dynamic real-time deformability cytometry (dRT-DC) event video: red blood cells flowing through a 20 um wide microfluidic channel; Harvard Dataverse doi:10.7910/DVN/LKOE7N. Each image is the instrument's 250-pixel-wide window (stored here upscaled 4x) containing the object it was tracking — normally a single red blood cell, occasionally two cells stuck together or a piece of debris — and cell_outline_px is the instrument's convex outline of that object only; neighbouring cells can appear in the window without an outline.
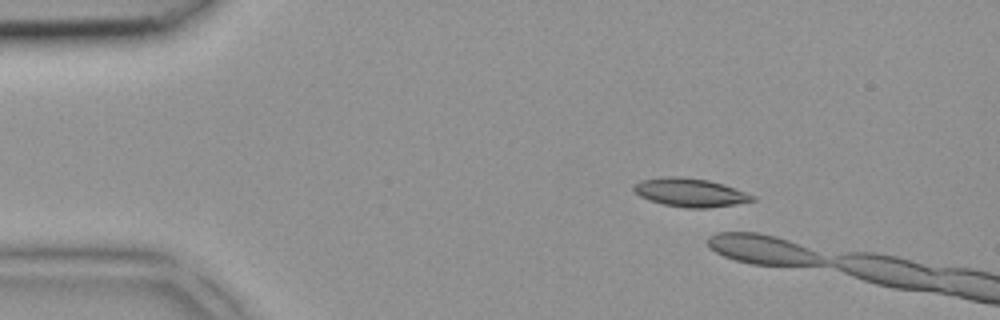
{"species": "common noctule bat (a hibernating species)", "species_latin": "Nyctalus noctula", "temperature_condition": "room temperature", "stored_images_in_passage": 3, "camera_frame_rate_fps": 3000, "um_per_image_px": 0.085, "animal": {"sex": "female", "body_mass_g": 18.4}, "frame": {"image": 1, "passage_image": 2, "time_ms": 0.333, "image_size_px": [1000, 320], "cell_outline_px": [[756, 200], [708, 208], [684, 208], [664, 204], [640, 196], [632, 188], [632, 184], [640, 180], [660, 176], [680, 176], [708, 180], [724, 184], [756, 196]], "centroid_in_image_um": [58.64, 16.34], "position_along_channel_um": 26.4, "area_um2": 19.71}}